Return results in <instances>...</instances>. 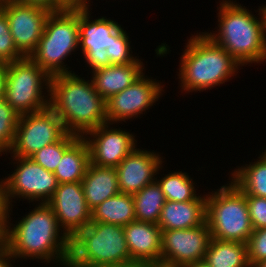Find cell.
<instances>
[{
	"instance_id": "d4e9b609",
	"label": "cell",
	"mask_w": 266,
	"mask_h": 267,
	"mask_svg": "<svg viewBox=\"0 0 266 267\" xmlns=\"http://www.w3.org/2000/svg\"><path fill=\"white\" fill-rule=\"evenodd\" d=\"M258 159L233 170L231 181L245 195L266 198V157L261 153Z\"/></svg>"
},
{
	"instance_id": "9c48e42d",
	"label": "cell",
	"mask_w": 266,
	"mask_h": 267,
	"mask_svg": "<svg viewBox=\"0 0 266 267\" xmlns=\"http://www.w3.org/2000/svg\"><path fill=\"white\" fill-rule=\"evenodd\" d=\"M67 133L62 120L48 106L46 109L20 115L11 157H30L43 147L60 140Z\"/></svg>"
},
{
	"instance_id": "8fae6325",
	"label": "cell",
	"mask_w": 266,
	"mask_h": 267,
	"mask_svg": "<svg viewBox=\"0 0 266 267\" xmlns=\"http://www.w3.org/2000/svg\"><path fill=\"white\" fill-rule=\"evenodd\" d=\"M210 240L207 222L190 229L163 230L160 264L185 267L204 261Z\"/></svg>"
},
{
	"instance_id": "b9f144b4",
	"label": "cell",
	"mask_w": 266,
	"mask_h": 267,
	"mask_svg": "<svg viewBox=\"0 0 266 267\" xmlns=\"http://www.w3.org/2000/svg\"><path fill=\"white\" fill-rule=\"evenodd\" d=\"M71 5H83L84 0H67Z\"/></svg>"
},
{
	"instance_id": "7c38bea8",
	"label": "cell",
	"mask_w": 266,
	"mask_h": 267,
	"mask_svg": "<svg viewBox=\"0 0 266 267\" xmlns=\"http://www.w3.org/2000/svg\"><path fill=\"white\" fill-rule=\"evenodd\" d=\"M0 10L6 15L16 48L24 57H29L37 48L51 11L16 0L3 2Z\"/></svg>"
},
{
	"instance_id": "f546056e",
	"label": "cell",
	"mask_w": 266,
	"mask_h": 267,
	"mask_svg": "<svg viewBox=\"0 0 266 267\" xmlns=\"http://www.w3.org/2000/svg\"><path fill=\"white\" fill-rule=\"evenodd\" d=\"M18 119L19 114L0 98V156L4 152L7 155L13 145Z\"/></svg>"
},
{
	"instance_id": "836d02e7",
	"label": "cell",
	"mask_w": 266,
	"mask_h": 267,
	"mask_svg": "<svg viewBox=\"0 0 266 267\" xmlns=\"http://www.w3.org/2000/svg\"><path fill=\"white\" fill-rule=\"evenodd\" d=\"M24 4L40 6L51 12H59L68 9L72 5L67 0H16Z\"/></svg>"
},
{
	"instance_id": "e575fe53",
	"label": "cell",
	"mask_w": 266,
	"mask_h": 267,
	"mask_svg": "<svg viewBox=\"0 0 266 267\" xmlns=\"http://www.w3.org/2000/svg\"><path fill=\"white\" fill-rule=\"evenodd\" d=\"M0 221L6 226L8 218L10 217L12 212V208L8 203L6 197V182L5 179H0Z\"/></svg>"
},
{
	"instance_id": "ac0fdd59",
	"label": "cell",
	"mask_w": 266,
	"mask_h": 267,
	"mask_svg": "<svg viewBox=\"0 0 266 267\" xmlns=\"http://www.w3.org/2000/svg\"><path fill=\"white\" fill-rule=\"evenodd\" d=\"M131 261L160 264L162 230L155 223L133 221L124 226Z\"/></svg>"
},
{
	"instance_id": "d6a6232c",
	"label": "cell",
	"mask_w": 266,
	"mask_h": 267,
	"mask_svg": "<svg viewBox=\"0 0 266 267\" xmlns=\"http://www.w3.org/2000/svg\"><path fill=\"white\" fill-rule=\"evenodd\" d=\"M246 202L253 230L266 228V198L246 195Z\"/></svg>"
},
{
	"instance_id": "8992f818",
	"label": "cell",
	"mask_w": 266,
	"mask_h": 267,
	"mask_svg": "<svg viewBox=\"0 0 266 267\" xmlns=\"http://www.w3.org/2000/svg\"><path fill=\"white\" fill-rule=\"evenodd\" d=\"M79 5L51 12L36 50L29 56L50 77L72 73L63 61L79 48Z\"/></svg>"
},
{
	"instance_id": "4dcf8cb0",
	"label": "cell",
	"mask_w": 266,
	"mask_h": 267,
	"mask_svg": "<svg viewBox=\"0 0 266 267\" xmlns=\"http://www.w3.org/2000/svg\"><path fill=\"white\" fill-rule=\"evenodd\" d=\"M23 58L13 42L6 15L0 10V62L10 63Z\"/></svg>"
},
{
	"instance_id": "44dd1931",
	"label": "cell",
	"mask_w": 266,
	"mask_h": 267,
	"mask_svg": "<svg viewBox=\"0 0 266 267\" xmlns=\"http://www.w3.org/2000/svg\"><path fill=\"white\" fill-rule=\"evenodd\" d=\"M84 197L92 210L106 199L120 193L116 169L89 163L81 181Z\"/></svg>"
},
{
	"instance_id": "8d00e7d4",
	"label": "cell",
	"mask_w": 266,
	"mask_h": 267,
	"mask_svg": "<svg viewBox=\"0 0 266 267\" xmlns=\"http://www.w3.org/2000/svg\"><path fill=\"white\" fill-rule=\"evenodd\" d=\"M7 63L0 62V98H4Z\"/></svg>"
},
{
	"instance_id": "cb8c5ba5",
	"label": "cell",
	"mask_w": 266,
	"mask_h": 267,
	"mask_svg": "<svg viewBox=\"0 0 266 267\" xmlns=\"http://www.w3.org/2000/svg\"><path fill=\"white\" fill-rule=\"evenodd\" d=\"M204 261L210 267H250L247 245L211 238Z\"/></svg>"
},
{
	"instance_id": "ba28073f",
	"label": "cell",
	"mask_w": 266,
	"mask_h": 267,
	"mask_svg": "<svg viewBox=\"0 0 266 267\" xmlns=\"http://www.w3.org/2000/svg\"><path fill=\"white\" fill-rule=\"evenodd\" d=\"M50 80L51 77L30 57L7 63L4 99L19 116L46 109L50 100Z\"/></svg>"
},
{
	"instance_id": "30bf717a",
	"label": "cell",
	"mask_w": 266,
	"mask_h": 267,
	"mask_svg": "<svg viewBox=\"0 0 266 267\" xmlns=\"http://www.w3.org/2000/svg\"><path fill=\"white\" fill-rule=\"evenodd\" d=\"M17 164L13 173L5 177L6 197L10 208L16 198L35 203H47L53 196L58 182L53 172L47 171L29 157H13ZM13 199H15L13 201Z\"/></svg>"
},
{
	"instance_id": "f1b7e54d",
	"label": "cell",
	"mask_w": 266,
	"mask_h": 267,
	"mask_svg": "<svg viewBox=\"0 0 266 267\" xmlns=\"http://www.w3.org/2000/svg\"><path fill=\"white\" fill-rule=\"evenodd\" d=\"M130 43L126 30L121 26L111 34V43L106 48L109 65L133 64L138 60L137 56L132 55Z\"/></svg>"
},
{
	"instance_id": "3957f363",
	"label": "cell",
	"mask_w": 266,
	"mask_h": 267,
	"mask_svg": "<svg viewBox=\"0 0 266 267\" xmlns=\"http://www.w3.org/2000/svg\"><path fill=\"white\" fill-rule=\"evenodd\" d=\"M220 2L217 7V31H205L204 34L226 50L242 67L266 62V39L260 11H256L259 12L258 18L236 1Z\"/></svg>"
},
{
	"instance_id": "ee69618b",
	"label": "cell",
	"mask_w": 266,
	"mask_h": 267,
	"mask_svg": "<svg viewBox=\"0 0 266 267\" xmlns=\"http://www.w3.org/2000/svg\"><path fill=\"white\" fill-rule=\"evenodd\" d=\"M150 267H169V266L163 264H152Z\"/></svg>"
},
{
	"instance_id": "83f0119b",
	"label": "cell",
	"mask_w": 266,
	"mask_h": 267,
	"mask_svg": "<svg viewBox=\"0 0 266 267\" xmlns=\"http://www.w3.org/2000/svg\"><path fill=\"white\" fill-rule=\"evenodd\" d=\"M79 137V135L67 132L60 140L43 147L41 150L36 151L29 158L41 165L47 171L54 173L63 157L64 152Z\"/></svg>"
},
{
	"instance_id": "9a60e30c",
	"label": "cell",
	"mask_w": 266,
	"mask_h": 267,
	"mask_svg": "<svg viewBox=\"0 0 266 267\" xmlns=\"http://www.w3.org/2000/svg\"><path fill=\"white\" fill-rule=\"evenodd\" d=\"M89 7L79 5V46L91 72L109 66L106 48L113 34L121 25L116 21L98 17L91 20Z\"/></svg>"
},
{
	"instance_id": "d6986e66",
	"label": "cell",
	"mask_w": 266,
	"mask_h": 267,
	"mask_svg": "<svg viewBox=\"0 0 266 267\" xmlns=\"http://www.w3.org/2000/svg\"><path fill=\"white\" fill-rule=\"evenodd\" d=\"M206 199L207 195L186 202L166 200L157 225L163 231L190 229L205 224Z\"/></svg>"
},
{
	"instance_id": "4316f807",
	"label": "cell",
	"mask_w": 266,
	"mask_h": 267,
	"mask_svg": "<svg viewBox=\"0 0 266 267\" xmlns=\"http://www.w3.org/2000/svg\"><path fill=\"white\" fill-rule=\"evenodd\" d=\"M170 172L160 179L156 177L165 200L186 202L196 200L199 197V195L197 196V189H195L193 179L186 172Z\"/></svg>"
},
{
	"instance_id": "ffe728a7",
	"label": "cell",
	"mask_w": 266,
	"mask_h": 267,
	"mask_svg": "<svg viewBox=\"0 0 266 267\" xmlns=\"http://www.w3.org/2000/svg\"><path fill=\"white\" fill-rule=\"evenodd\" d=\"M141 60L138 59L133 64L109 65L93 71L91 81L95 90L105 101L122 92L144 74L142 71L145 66Z\"/></svg>"
},
{
	"instance_id": "4fadbf2b",
	"label": "cell",
	"mask_w": 266,
	"mask_h": 267,
	"mask_svg": "<svg viewBox=\"0 0 266 267\" xmlns=\"http://www.w3.org/2000/svg\"><path fill=\"white\" fill-rule=\"evenodd\" d=\"M143 74L132 85L106 100L107 122L117 124L137 118L162 96L164 85Z\"/></svg>"
},
{
	"instance_id": "ab89813d",
	"label": "cell",
	"mask_w": 266,
	"mask_h": 267,
	"mask_svg": "<svg viewBox=\"0 0 266 267\" xmlns=\"http://www.w3.org/2000/svg\"><path fill=\"white\" fill-rule=\"evenodd\" d=\"M258 10L260 11V14L262 16L264 36L266 39V6L263 5V6L259 7Z\"/></svg>"
},
{
	"instance_id": "52a82bcc",
	"label": "cell",
	"mask_w": 266,
	"mask_h": 267,
	"mask_svg": "<svg viewBox=\"0 0 266 267\" xmlns=\"http://www.w3.org/2000/svg\"><path fill=\"white\" fill-rule=\"evenodd\" d=\"M229 182L217 191L208 192L206 222L211 238L246 244L253 232L246 195Z\"/></svg>"
},
{
	"instance_id": "5bb4252c",
	"label": "cell",
	"mask_w": 266,
	"mask_h": 267,
	"mask_svg": "<svg viewBox=\"0 0 266 267\" xmlns=\"http://www.w3.org/2000/svg\"><path fill=\"white\" fill-rule=\"evenodd\" d=\"M110 125H100L86 132L82 138L88 145L91 164L116 168L137 147V140L129 131Z\"/></svg>"
},
{
	"instance_id": "7402d4cb",
	"label": "cell",
	"mask_w": 266,
	"mask_h": 267,
	"mask_svg": "<svg viewBox=\"0 0 266 267\" xmlns=\"http://www.w3.org/2000/svg\"><path fill=\"white\" fill-rule=\"evenodd\" d=\"M135 219V204L131 194L118 193L91 210V222L125 226Z\"/></svg>"
},
{
	"instance_id": "277c9868",
	"label": "cell",
	"mask_w": 266,
	"mask_h": 267,
	"mask_svg": "<svg viewBox=\"0 0 266 267\" xmlns=\"http://www.w3.org/2000/svg\"><path fill=\"white\" fill-rule=\"evenodd\" d=\"M185 44L178 69L180 87L185 93L220 86L237 75L242 66L204 32L192 34Z\"/></svg>"
},
{
	"instance_id": "1f68e13d",
	"label": "cell",
	"mask_w": 266,
	"mask_h": 267,
	"mask_svg": "<svg viewBox=\"0 0 266 267\" xmlns=\"http://www.w3.org/2000/svg\"><path fill=\"white\" fill-rule=\"evenodd\" d=\"M250 267L266 259V228L253 230L247 243Z\"/></svg>"
},
{
	"instance_id": "7bdbcfd3",
	"label": "cell",
	"mask_w": 266,
	"mask_h": 267,
	"mask_svg": "<svg viewBox=\"0 0 266 267\" xmlns=\"http://www.w3.org/2000/svg\"><path fill=\"white\" fill-rule=\"evenodd\" d=\"M253 267H266V259L254 265Z\"/></svg>"
},
{
	"instance_id": "d590c367",
	"label": "cell",
	"mask_w": 266,
	"mask_h": 267,
	"mask_svg": "<svg viewBox=\"0 0 266 267\" xmlns=\"http://www.w3.org/2000/svg\"><path fill=\"white\" fill-rule=\"evenodd\" d=\"M14 260V261H13ZM15 263V259L10 252L4 247L0 249V267H13L11 262Z\"/></svg>"
},
{
	"instance_id": "484cf974",
	"label": "cell",
	"mask_w": 266,
	"mask_h": 267,
	"mask_svg": "<svg viewBox=\"0 0 266 267\" xmlns=\"http://www.w3.org/2000/svg\"><path fill=\"white\" fill-rule=\"evenodd\" d=\"M132 196L136 221L158 224L161 209L166 200L157 181L146 185Z\"/></svg>"
},
{
	"instance_id": "7dc6e473",
	"label": "cell",
	"mask_w": 266,
	"mask_h": 267,
	"mask_svg": "<svg viewBox=\"0 0 266 267\" xmlns=\"http://www.w3.org/2000/svg\"><path fill=\"white\" fill-rule=\"evenodd\" d=\"M265 152L262 151V154L266 157V150H264Z\"/></svg>"
},
{
	"instance_id": "f6af8a7d",
	"label": "cell",
	"mask_w": 266,
	"mask_h": 267,
	"mask_svg": "<svg viewBox=\"0 0 266 267\" xmlns=\"http://www.w3.org/2000/svg\"><path fill=\"white\" fill-rule=\"evenodd\" d=\"M89 1H90V0H84V4H83V5L86 6V7H89V8H90V5H89L90 3H89Z\"/></svg>"
},
{
	"instance_id": "7a4b0ae2",
	"label": "cell",
	"mask_w": 266,
	"mask_h": 267,
	"mask_svg": "<svg viewBox=\"0 0 266 267\" xmlns=\"http://www.w3.org/2000/svg\"><path fill=\"white\" fill-rule=\"evenodd\" d=\"M49 106L62 120L67 132L82 137L86 132L104 125L106 101L90 80L74 73L51 77Z\"/></svg>"
},
{
	"instance_id": "2e32d148",
	"label": "cell",
	"mask_w": 266,
	"mask_h": 267,
	"mask_svg": "<svg viewBox=\"0 0 266 267\" xmlns=\"http://www.w3.org/2000/svg\"><path fill=\"white\" fill-rule=\"evenodd\" d=\"M47 204L54 211L62 232L70 240L91 223V209L84 197L81 182L58 184Z\"/></svg>"
},
{
	"instance_id": "bcb514c9",
	"label": "cell",
	"mask_w": 266,
	"mask_h": 267,
	"mask_svg": "<svg viewBox=\"0 0 266 267\" xmlns=\"http://www.w3.org/2000/svg\"><path fill=\"white\" fill-rule=\"evenodd\" d=\"M6 1H9V0H0V4H2L3 2H6Z\"/></svg>"
},
{
	"instance_id": "f35d334b",
	"label": "cell",
	"mask_w": 266,
	"mask_h": 267,
	"mask_svg": "<svg viewBox=\"0 0 266 267\" xmlns=\"http://www.w3.org/2000/svg\"><path fill=\"white\" fill-rule=\"evenodd\" d=\"M6 226L0 221V249L5 247Z\"/></svg>"
},
{
	"instance_id": "6da1fadb",
	"label": "cell",
	"mask_w": 266,
	"mask_h": 267,
	"mask_svg": "<svg viewBox=\"0 0 266 267\" xmlns=\"http://www.w3.org/2000/svg\"><path fill=\"white\" fill-rule=\"evenodd\" d=\"M37 203L32 211L14 225L10 223L12 218H8L5 248L15 260L38 259L46 264L53 261L58 263L56 265L67 267L70 239L62 233L51 207L47 203Z\"/></svg>"
},
{
	"instance_id": "603a6c76",
	"label": "cell",
	"mask_w": 266,
	"mask_h": 267,
	"mask_svg": "<svg viewBox=\"0 0 266 267\" xmlns=\"http://www.w3.org/2000/svg\"><path fill=\"white\" fill-rule=\"evenodd\" d=\"M90 163L89 148L79 137L63 154L54 175L58 184L81 182Z\"/></svg>"
},
{
	"instance_id": "5b68a950",
	"label": "cell",
	"mask_w": 266,
	"mask_h": 267,
	"mask_svg": "<svg viewBox=\"0 0 266 267\" xmlns=\"http://www.w3.org/2000/svg\"><path fill=\"white\" fill-rule=\"evenodd\" d=\"M130 261L123 226L91 222L70 240L67 267H113Z\"/></svg>"
},
{
	"instance_id": "e0dca14e",
	"label": "cell",
	"mask_w": 266,
	"mask_h": 267,
	"mask_svg": "<svg viewBox=\"0 0 266 267\" xmlns=\"http://www.w3.org/2000/svg\"><path fill=\"white\" fill-rule=\"evenodd\" d=\"M162 160L161 155L155 151L136 147L115 168L120 193L134 195L146 185L153 183L163 167Z\"/></svg>"
},
{
	"instance_id": "74e56055",
	"label": "cell",
	"mask_w": 266,
	"mask_h": 267,
	"mask_svg": "<svg viewBox=\"0 0 266 267\" xmlns=\"http://www.w3.org/2000/svg\"><path fill=\"white\" fill-rule=\"evenodd\" d=\"M152 263L146 261L132 260L130 262L122 263L113 267H150Z\"/></svg>"
},
{
	"instance_id": "60d3db41",
	"label": "cell",
	"mask_w": 266,
	"mask_h": 267,
	"mask_svg": "<svg viewBox=\"0 0 266 267\" xmlns=\"http://www.w3.org/2000/svg\"><path fill=\"white\" fill-rule=\"evenodd\" d=\"M185 267H210V266L205 261H201L186 265Z\"/></svg>"
}]
</instances>
